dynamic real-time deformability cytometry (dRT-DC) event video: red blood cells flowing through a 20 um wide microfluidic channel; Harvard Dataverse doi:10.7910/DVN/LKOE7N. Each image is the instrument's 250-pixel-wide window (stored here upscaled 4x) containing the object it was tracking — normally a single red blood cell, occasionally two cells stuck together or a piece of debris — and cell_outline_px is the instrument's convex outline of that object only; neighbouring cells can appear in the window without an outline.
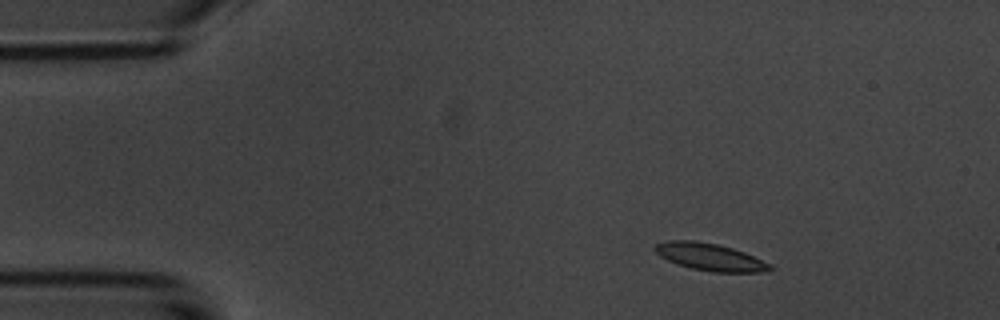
{"species": "common noctule bat (a hibernating species)", "species_latin": "Nyctalus noctula", "temperature_condition": "room temperature", "stored_images_in_passage": 4, "camera_frame_rate_fps": 3000, "um_per_image_px": 0.085, "animal": {"sex": "male", "body_mass_g": 20.1, "forearm_length_mm": 53.5}, "frame": {"image": 1, "passage_image": 2, "time_ms": 1.333, "image_size_px": [1000, 320], "cell_outline_px": [[772, 268], [764, 272], [712, 272], [692, 268], [668, 260], [660, 256], [652, 248], [656, 244], [668, 240], [696, 240], [716, 244], [732, 248], [744, 252], [772, 264]], "centroid_in_image_um": [60.35, 21.83], "position_along_channel_um": 24.7, "area_um2": 18.15}}